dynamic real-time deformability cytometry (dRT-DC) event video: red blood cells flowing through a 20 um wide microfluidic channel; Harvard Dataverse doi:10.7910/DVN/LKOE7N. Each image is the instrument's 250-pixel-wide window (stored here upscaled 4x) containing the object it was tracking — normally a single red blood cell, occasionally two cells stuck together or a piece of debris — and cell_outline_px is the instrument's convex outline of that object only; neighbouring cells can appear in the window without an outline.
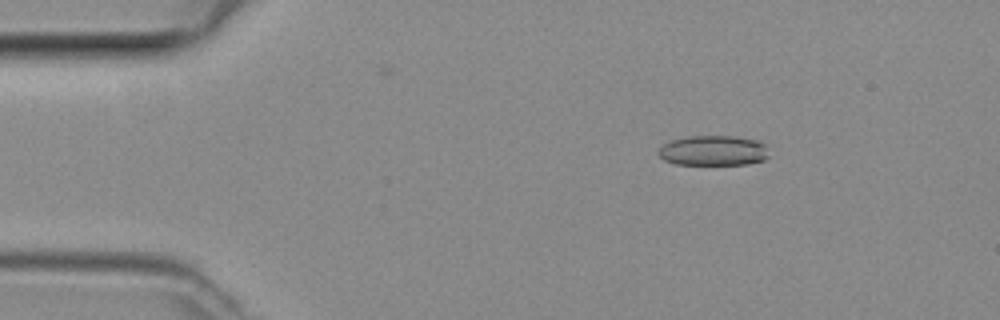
{"species": "common noctule bat (a hibernating species)", "species_latin": "Nyctalus noctula", "temperature_condition": "room temperature", "stored_images_in_passage": 21, "camera_frame_rate_fps": 3000, "um_per_image_px": 0.085, "animal": {"sex": "female", "body_mass_g": 29.2, "forearm_length_mm": 56.3}, "frame": {"image": 1, "passage_image": 6, "time_ms": 1.667, "image_size_px": [1000, 320], "cell_outline_px": [[768, 156], [764, 160], [748, 164], [676, 164], [664, 160], [656, 152], [664, 144], [672, 140], [688, 136], [736, 136], [756, 140], [768, 144]], "centroid_in_image_um": [60.67, 12.79], "position_along_channel_um": 24.3, "area_um2": 19.54}}
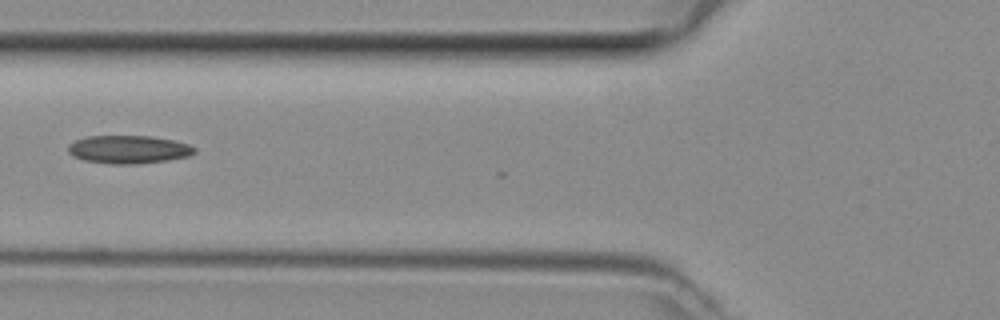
{"frame": {"image": 2, "passage_image": 17, "time_ms": 5.333, "image_size_px": [1000, 320], "cell_outline_px": [[196, 152], [188, 156], [168, 160], [136, 164], [112, 164], [84, 160], [72, 156], [68, 152], [68, 144], [76, 140], [88, 136], [152, 136], [176, 140], [188, 144], [196, 148]], "centroid_in_image_um": [10.94, 12.7], "position_along_channel_um": 114.9, "area_um2": 20.81}}
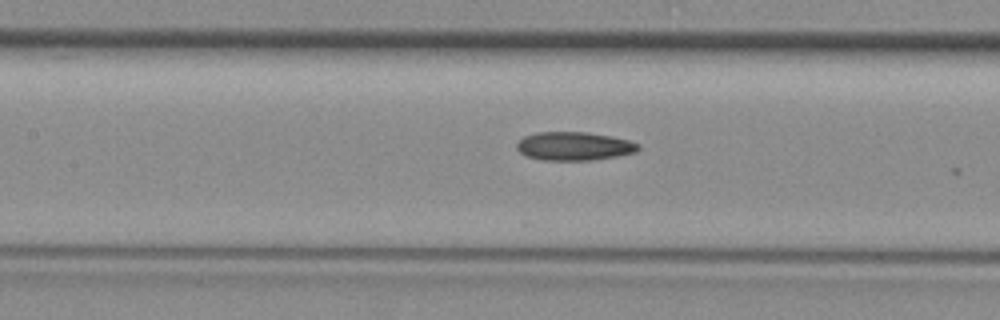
{"frame": {"image": 3, "passage_image": 20, "time_ms": 6.333, "image_size_px": [1000, 320], "cell_outline_px": [[640, 148], [636, 152], [616, 156], [592, 160], [544, 160], [524, 156], [516, 148], [516, 144], [524, 136], [536, 132], [588, 132], [612, 136], [628, 140], [640, 144]], "centroid_in_image_um": [48.79, 12.42], "position_along_channel_um": 158.6, "area_um2": 20.29}}